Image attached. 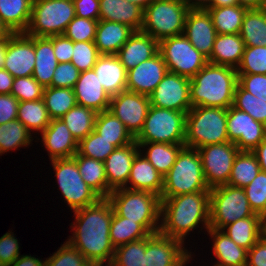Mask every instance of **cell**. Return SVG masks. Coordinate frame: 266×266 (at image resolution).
Segmentation results:
<instances>
[{
  "instance_id": "cell-9",
  "label": "cell",
  "mask_w": 266,
  "mask_h": 266,
  "mask_svg": "<svg viewBox=\"0 0 266 266\" xmlns=\"http://www.w3.org/2000/svg\"><path fill=\"white\" fill-rule=\"evenodd\" d=\"M186 114L181 111L150 106L137 143L184 144Z\"/></svg>"
},
{
  "instance_id": "cell-6",
  "label": "cell",
  "mask_w": 266,
  "mask_h": 266,
  "mask_svg": "<svg viewBox=\"0 0 266 266\" xmlns=\"http://www.w3.org/2000/svg\"><path fill=\"white\" fill-rule=\"evenodd\" d=\"M195 192H210L205 181L200 155L195 148L184 146L169 172L163 177L160 198Z\"/></svg>"
},
{
  "instance_id": "cell-55",
  "label": "cell",
  "mask_w": 266,
  "mask_h": 266,
  "mask_svg": "<svg viewBox=\"0 0 266 266\" xmlns=\"http://www.w3.org/2000/svg\"><path fill=\"white\" fill-rule=\"evenodd\" d=\"M238 84L245 91L266 101V74H238Z\"/></svg>"
},
{
  "instance_id": "cell-23",
  "label": "cell",
  "mask_w": 266,
  "mask_h": 266,
  "mask_svg": "<svg viewBox=\"0 0 266 266\" xmlns=\"http://www.w3.org/2000/svg\"><path fill=\"white\" fill-rule=\"evenodd\" d=\"M76 102L96 113L109 109L110 95L104 90L94 70L82 71L75 84Z\"/></svg>"
},
{
  "instance_id": "cell-56",
  "label": "cell",
  "mask_w": 266,
  "mask_h": 266,
  "mask_svg": "<svg viewBox=\"0 0 266 266\" xmlns=\"http://www.w3.org/2000/svg\"><path fill=\"white\" fill-rule=\"evenodd\" d=\"M18 239L14 236V232L8 231L0 237V262L12 264L20 257V246Z\"/></svg>"
},
{
  "instance_id": "cell-10",
  "label": "cell",
  "mask_w": 266,
  "mask_h": 266,
  "mask_svg": "<svg viewBox=\"0 0 266 266\" xmlns=\"http://www.w3.org/2000/svg\"><path fill=\"white\" fill-rule=\"evenodd\" d=\"M210 228L221 230L236 220L258 215L253 212L244 188L228 184L210 189Z\"/></svg>"
},
{
  "instance_id": "cell-2",
  "label": "cell",
  "mask_w": 266,
  "mask_h": 266,
  "mask_svg": "<svg viewBox=\"0 0 266 266\" xmlns=\"http://www.w3.org/2000/svg\"><path fill=\"white\" fill-rule=\"evenodd\" d=\"M161 199L160 229L165 236L185 242L189 233L210 228V192H195Z\"/></svg>"
},
{
  "instance_id": "cell-35",
  "label": "cell",
  "mask_w": 266,
  "mask_h": 266,
  "mask_svg": "<svg viewBox=\"0 0 266 266\" xmlns=\"http://www.w3.org/2000/svg\"><path fill=\"white\" fill-rule=\"evenodd\" d=\"M33 0H0V18L14 33H24L28 28Z\"/></svg>"
},
{
  "instance_id": "cell-69",
  "label": "cell",
  "mask_w": 266,
  "mask_h": 266,
  "mask_svg": "<svg viewBox=\"0 0 266 266\" xmlns=\"http://www.w3.org/2000/svg\"><path fill=\"white\" fill-rule=\"evenodd\" d=\"M126 1L136 4L144 10L153 0H126Z\"/></svg>"
},
{
  "instance_id": "cell-43",
  "label": "cell",
  "mask_w": 266,
  "mask_h": 266,
  "mask_svg": "<svg viewBox=\"0 0 266 266\" xmlns=\"http://www.w3.org/2000/svg\"><path fill=\"white\" fill-rule=\"evenodd\" d=\"M97 113L85 106L77 104L60 118L75 140L79 143L94 130V123Z\"/></svg>"
},
{
  "instance_id": "cell-48",
  "label": "cell",
  "mask_w": 266,
  "mask_h": 266,
  "mask_svg": "<svg viewBox=\"0 0 266 266\" xmlns=\"http://www.w3.org/2000/svg\"><path fill=\"white\" fill-rule=\"evenodd\" d=\"M238 74H266V46H245Z\"/></svg>"
},
{
  "instance_id": "cell-21",
  "label": "cell",
  "mask_w": 266,
  "mask_h": 266,
  "mask_svg": "<svg viewBox=\"0 0 266 266\" xmlns=\"http://www.w3.org/2000/svg\"><path fill=\"white\" fill-rule=\"evenodd\" d=\"M136 141L117 147L104 161L108 187L113 191L125 188L135 156L139 152Z\"/></svg>"
},
{
  "instance_id": "cell-67",
  "label": "cell",
  "mask_w": 266,
  "mask_h": 266,
  "mask_svg": "<svg viewBox=\"0 0 266 266\" xmlns=\"http://www.w3.org/2000/svg\"><path fill=\"white\" fill-rule=\"evenodd\" d=\"M237 4H238L237 0H211V4L209 8L234 6Z\"/></svg>"
},
{
  "instance_id": "cell-60",
  "label": "cell",
  "mask_w": 266,
  "mask_h": 266,
  "mask_svg": "<svg viewBox=\"0 0 266 266\" xmlns=\"http://www.w3.org/2000/svg\"><path fill=\"white\" fill-rule=\"evenodd\" d=\"M246 266H266V240L263 237L247 251Z\"/></svg>"
},
{
  "instance_id": "cell-28",
  "label": "cell",
  "mask_w": 266,
  "mask_h": 266,
  "mask_svg": "<svg viewBox=\"0 0 266 266\" xmlns=\"http://www.w3.org/2000/svg\"><path fill=\"white\" fill-rule=\"evenodd\" d=\"M134 32L125 24L99 20L94 44L100 54L116 55Z\"/></svg>"
},
{
  "instance_id": "cell-66",
  "label": "cell",
  "mask_w": 266,
  "mask_h": 266,
  "mask_svg": "<svg viewBox=\"0 0 266 266\" xmlns=\"http://www.w3.org/2000/svg\"><path fill=\"white\" fill-rule=\"evenodd\" d=\"M14 34L15 33L12 32L8 37L0 38V69L4 68L8 42Z\"/></svg>"
},
{
  "instance_id": "cell-38",
  "label": "cell",
  "mask_w": 266,
  "mask_h": 266,
  "mask_svg": "<svg viewBox=\"0 0 266 266\" xmlns=\"http://www.w3.org/2000/svg\"><path fill=\"white\" fill-rule=\"evenodd\" d=\"M217 34H240L247 9L240 5L208 8Z\"/></svg>"
},
{
  "instance_id": "cell-61",
  "label": "cell",
  "mask_w": 266,
  "mask_h": 266,
  "mask_svg": "<svg viewBox=\"0 0 266 266\" xmlns=\"http://www.w3.org/2000/svg\"><path fill=\"white\" fill-rule=\"evenodd\" d=\"M14 77L4 68L0 69V94H10Z\"/></svg>"
},
{
  "instance_id": "cell-7",
  "label": "cell",
  "mask_w": 266,
  "mask_h": 266,
  "mask_svg": "<svg viewBox=\"0 0 266 266\" xmlns=\"http://www.w3.org/2000/svg\"><path fill=\"white\" fill-rule=\"evenodd\" d=\"M188 11L183 1H152L143 10L141 31L157 42L182 35Z\"/></svg>"
},
{
  "instance_id": "cell-63",
  "label": "cell",
  "mask_w": 266,
  "mask_h": 266,
  "mask_svg": "<svg viewBox=\"0 0 266 266\" xmlns=\"http://www.w3.org/2000/svg\"><path fill=\"white\" fill-rule=\"evenodd\" d=\"M252 152L258 159L261 171L266 173V138Z\"/></svg>"
},
{
  "instance_id": "cell-58",
  "label": "cell",
  "mask_w": 266,
  "mask_h": 266,
  "mask_svg": "<svg viewBox=\"0 0 266 266\" xmlns=\"http://www.w3.org/2000/svg\"><path fill=\"white\" fill-rule=\"evenodd\" d=\"M18 104L12 94H0V124L17 119Z\"/></svg>"
},
{
  "instance_id": "cell-22",
  "label": "cell",
  "mask_w": 266,
  "mask_h": 266,
  "mask_svg": "<svg viewBox=\"0 0 266 266\" xmlns=\"http://www.w3.org/2000/svg\"><path fill=\"white\" fill-rule=\"evenodd\" d=\"M41 138L50 160L70 158L78 152V142L61 119H52Z\"/></svg>"
},
{
  "instance_id": "cell-39",
  "label": "cell",
  "mask_w": 266,
  "mask_h": 266,
  "mask_svg": "<svg viewBox=\"0 0 266 266\" xmlns=\"http://www.w3.org/2000/svg\"><path fill=\"white\" fill-rule=\"evenodd\" d=\"M260 171L256 155L253 152L240 151L234 160L228 185L244 188Z\"/></svg>"
},
{
  "instance_id": "cell-12",
  "label": "cell",
  "mask_w": 266,
  "mask_h": 266,
  "mask_svg": "<svg viewBox=\"0 0 266 266\" xmlns=\"http://www.w3.org/2000/svg\"><path fill=\"white\" fill-rule=\"evenodd\" d=\"M159 52L168 71L189 79L208 63V58L200 53L184 34L161 40Z\"/></svg>"
},
{
  "instance_id": "cell-59",
  "label": "cell",
  "mask_w": 266,
  "mask_h": 266,
  "mask_svg": "<svg viewBox=\"0 0 266 266\" xmlns=\"http://www.w3.org/2000/svg\"><path fill=\"white\" fill-rule=\"evenodd\" d=\"M76 16L99 21V0H72Z\"/></svg>"
},
{
  "instance_id": "cell-49",
  "label": "cell",
  "mask_w": 266,
  "mask_h": 266,
  "mask_svg": "<svg viewBox=\"0 0 266 266\" xmlns=\"http://www.w3.org/2000/svg\"><path fill=\"white\" fill-rule=\"evenodd\" d=\"M250 207L255 214L266 215V173L260 171L258 175L244 187Z\"/></svg>"
},
{
  "instance_id": "cell-37",
  "label": "cell",
  "mask_w": 266,
  "mask_h": 266,
  "mask_svg": "<svg viewBox=\"0 0 266 266\" xmlns=\"http://www.w3.org/2000/svg\"><path fill=\"white\" fill-rule=\"evenodd\" d=\"M240 36L245 46H266V7L247 9Z\"/></svg>"
},
{
  "instance_id": "cell-42",
  "label": "cell",
  "mask_w": 266,
  "mask_h": 266,
  "mask_svg": "<svg viewBox=\"0 0 266 266\" xmlns=\"http://www.w3.org/2000/svg\"><path fill=\"white\" fill-rule=\"evenodd\" d=\"M50 119L62 118L77 105L72 88L46 87L42 97Z\"/></svg>"
},
{
  "instance_id": "cell-13",
  "label": "cell",
  "mask_w": 266,
  "mask_h": 266,
  "mask_svg": "<svg viewBox=\"0 0 266 266\" xmlns=\"http://www.w3.org/2000/svg\"><path fill=\"white\" fill-rule=\"evenodd\" d=\"M209 189L228 184L238 147L232 142L211 144L197 149Z\"/></svg>"
},
{
  "instance_id": "cell-64",
  "label": "cell",
  "mask_w": 266,
  "mask_h": 266,
  "mask_svg": "<svg viewBox=\"0 0 266 266\" xmlns=\"http://www.w3.org/2000/svg\"><path fill=\"white\" fill-rule=\"evenodd\" d=\"M188 10H207L211 0H183Z\"/></svg>"
},
{
  "instance_id": "cell-53",
  "label": "cell",
  "mask_w": 266,
  "mask_h": 266,
  "mask_svg": "<svg viewBox=\"0 0 266 266\" xmlns=\"http://www.w3.org/2000/svg\"><path fill=\"white\" fill-rule=\"evenodd\" d=\"M44 88L33 78L16 77L13 80L11 93L19 102L42 99Z\"/></svg>"
},
{
  "instance_id": "cell-16",
  "label": "cell",
  "mask_w": 266,
  "mask_h": 266,
  "mask_svg": "<svg viewBox=\"0 0 266 266\" xmlns=\"http://www.w3.org/2000/svg\"><path fill=\"white\" fill-rule=\"evenodd\" d=\"M226 126L229 142L239 151L252 152L266 138V125L233 105L227 109Z\"/></svg>"
},
{
  "instance_id": "cell-70",
  "label": "cell",
  "mask_w": 266,
  "mask_h": 266,
  "mask_svg": "<svg viewBox=\"0 0 266 266\" xmlns=\"http://www.w3.org/2000/svg\"><path fill=\"white\" fill-rule=\"evenodd\" d=\"M262 237L266 240V215L262 216Z\"/></svg>"
},
{
  "instance_id": "cell-30",
  "label": "cell",
  "mask_w": 266,
  "mask_h": 266,
  "mask_svg": "<svg viewBox=\"0 0 266 266\" xmlns=\"http://www.w3.org/2000/svg\"><path fill=\"white\" fill-rule=\"evenodd\" d=\"M245 44L240 34H217L208 63L237 69Z\"/></svg>"
},
{
  "instance_id": "cell-26",
  "label": "cell",
  "mask_w": 266,
  "mask_h": 266,
  "mask_svg": "<svg viewBox=\"0 0 266 266\" xmlns=\"http://www.w3.org/2000/svg\"><path fill=\"white\" fill-rule=\"evenodd\" d=\"M125 188L130 190L149 191L161 197L163 176L140 151L134 158L129 180Z\"/></svg>"
},
{
  "instance_id": "cell-51",
  "label": "cell",
  "mask_w": 266,
  "mask_h": 266,
  "mask_svg": "<svg viewBox=\"0 0 266 266\" xmlns=\"http://www.w3.org/2000/svg\"><path fill=\"white\" fill-rule=\"evenodd\" d=\"M98 21L75 16L63 35L73 42H94Z\"/></svg>"
},
{
  "instance_id": "cell-52",
  "label": "cell",
  "mask_w": 266,
  "mask_h": 266,
  "mask_svg": "<svg viewBox=\"0 0 266 266\" xmlns=\"http://www.w3.org/2000/svg\"><path fill=\"white\" fill-rule=\"evenodd\" d=\"M71 63L80 71L92 70L101 55L94 42H74Z\"/></svg>"
},
{
  "instance_id": "cell-46",
  "label": "cell",
  "mask_w": 266,
  "mask_h": 266,
  "mask_svg": "<svg viewBox=\"0 0 266 266\" xmlns=\"http://www.w3.org/2000/svg\"><path fill=\"white\" fill-rule=\"evenodd\" d=\"M233 106L266 125V101L245 91L239 84L235 89Z\"/></svg>"
},
{
  "instance_id": "cell-17",
  "label": "cell",
  "mask_w": 266,
  "mask_h": 266,
  "mask_svg": "<svg viewBox=\"0 0 266 266\" xmlns=\"http://www.w3.org/2000/svg\"><path fill=\"white\" fill-rule=\"evenodd\" d=\"M149 99L152 106L187 113L192 108L190 79L168 71Z\"/></svg>"
},
{
  "instance_id": "cell-65",
  "label": "cell",
  "mask_w": 266,
  "mask_h": 266,
  "mask_svg": "<svg viewBox=\"0 0 266 266\" xmlns=\"http://www.w3.org/2000/svg\"><path fill=\"white\" fill-rule=\"evenodd\" d=\"M238 5L246 9H259L266 7V0H237Z\"/></svg>"
},
{
  "instance_id": "cell-18",
  "label": "cell",
  "mask_w": 266,
  "mask_h": 266,
  "mask_svg": "<svg viewBox=\"0 0 266 266\" xmlns=\"http://www.w3.org/2000/svg\"><path fill=\"white\" fill-rule=\"evenodd\" d=\"M35 65L34 36L15 33L9 40L4 69L14 78L33 74Z\"/></svg>"
},
{
  "instance_id": "cell-14",
  "label": "cell",
  "mask_w": 266,
  "mask_h": 266,
  "mask_svg": "<svg viewBox=\"0 0 266 266\" xmlns=\"http://www.w3.org/2000/svg\"><path fill=\"white\" fill-rule=\"evenodd\" d=\"M184 242L160 232L146 237L144 266H186L193 258Z\"/></svg>"
},
{
  "instance_id": "cell-8",
  "label": "cell",
  "mask_w": 266,
  "mask_h": 266,
  "mask_svg": "<svg viewBox=\"0 0 266 266\" xmlns=\"http://www.w3.org/2000/svg\"><path fill=\"white\" fill-rule=\"evenodd\" d=\"M75 16L72 0H33L30 22L24 33L36 37L63 35Z\"/></svg>"
},
{
  "instance_id": "cell-71",
  "label": "cell",
  "mask_w": 266,
  "mask_h": 266,
  "mask_svg": "<svg viewBox=\"0 0 266 266\" xmlns=\"http://www.w3.org/2000/svg\"><path fill=\"white\" fill-rule=\"evenodd\" d=\"M0 266H11L10 264H5L0 262Z\"/></svg>"
},
{
  "instance_id": "cell-25",
  "label": "cell",
  "mask_w": 266,
  "mask_h": 266,
  "mask_svg": "<svg viewBox=\"0 0 266 266\" xmlns=\"http://www.w3.org/2000/svg\"><path fill=\"white\" fill-rule=\"evenodd\" d=\"M93 70L110 97L127 90V70L117 55L101 54Z\"/></svg>"
},
{
  "instance_id": "cell-15",
  "label": "cell",
  "mask_w": 266,
  "mask_h": 266,
  "mask_svg": "<svg viewBox=\"0 0 266 266\" xmlns=\"http://www.w3.org/2000/svg\"><path fill=\"white\" fill-rule=\"evenodd\" d=\"M150 106L149 96L125 90L117 95L111 96L108 110L136 138L143 129Z\"/></svg>"
},
{
  "instance_id": "cell-33",
  "label": "cell",
  "mask_w": 266,
  "mask_h": 266,
  "mask_svg": "<svg viewBox=\"0 0 266 266\" xmlns=\"http://www.w3.org/2000/svg\"><path fill=\"white\" fill-rule=\"evenodd\" d=\"M94 131L116 148L135 141L125 125L109 110L97 113Z\"/></svg>"
},
{
  "instance_id": "cell-5",
  "label": "cell",
  "mask_w": 266,
  "mask_h": 266,
  "mask_svg": "<svg viewBox=\"0 0 266 266\" xmlns=\"http://www.w3.org/2000/svg\"><path fill=\"white\" fill-rule=\"evenodd\" d=\"M227 109L192 107L186 114V147L199 149L211 144L228 142Z\"/></svg>"
},
{
  "instance_id": "cell-57",
  "label": "cell",
  "mask_w": 266,
  "mask_h": 266,
  "mask_svg": "<svg viewBox=\"0 0 266 266\" xmlns=\"http://www.w3.org/2000/svg\"><path fill=\"white\" fill-rule=\"evenodd\" d=\"M52 44L58 63L71 62L74 42L64 35H53Z\"/></svg>"
},
{
  "instance_id": "cell-20",
  "label": "cell",
  "mask_w": 266,
  "mask_h": 266,
  "mask_svg": "<svg viewBox=\"0 0 266 266\" xmlns=\"http://www.w3.org/2000/svg\"><path fill=\"white\" fill-rule=\"evenodd\" d=\"M183 34L200 53L210 57L217 33L207 10H189Z\"/></svg>"
},
{
  "instance_id": "cell-40",
  "label": "cell",
  "mask_w": 266,
  "mask_h": 266,
  "mask_svg": "<svg viewBox=\"0 0 266 266\" xmlns=\"http://www.w3.org/2000/svg\"><path fill=\"white\" fill-rule=\"evenodd\" d=\"M109 234L114 248L150 235L140 223L118 216L114 212L110 223Z\"/></svg>"
},
{
  "instance_id": "cell-19",
  "label": "cell",
  "mask_w": 266,
  "mask_h": 266,
  "mask_svg": "<svg viewBox=\"0 0 266 266\" xmlns=\"http://www.w3.org/2000/svg\"><path fill=\"white\" fill-rule=\"evenodd\" d=\"M167 72L166 63L158 52L127 71V90L149 96Z\"/></svg>"
},
{
  "instance_id": "cell-47",
  "label": "cell",
  "mask_w": 266,
  "mask_h": 266,
  "mask_svg": "<svg viewBox=\"0 0 266 266\" xmlns=\"http://www.w3.org/2000/svg\"><path fill=\"white\" fill-rule=\"evenodd\" d=\"M116 149L106 139H103L94 130L78 143V153L80 155L94 158L104 162L106 158Z\"/></svg>"
},
{
  "instance_id": "cell-68",
  "label": "cell",
  "mask_w": 266,
  "mask_h": 266,
  "mask_svg": "<svg viewBox=\"0 0 266 266\" xmlns=\"http://www.w3.org/2000/svg\"><path fill=\"white\" fill-rule=\"evenodd\" d=\"M12 32L9 28L2 22L0 18V38L8 37Z\"/></svg>"
},
{
  "instance_id": "cell-4",
  "label": "cell",
  "mask_w": 266,
  "mask_h": 266,
  "mask_svg": "<svg viewBox=\"0 0 266 266\" xmlns=\"http://www.w3.org/2000/svg\"><path fill=\"white\" fill-rule=\"evenodd\" d=\"M107 199L116 215L140 223L150 234L159 232L160 196L149 191L119 188L111 191Z\"/></svg>"
},
{
  "instance_id": "cell-11",
  "label": "cell",
  "mask_w": 266,
  "mask_h": 266,
  "mask_svg": "<svg viewBox=\"0 0 266 266\" xmlns=\"http://www.w3.org/2000/svg\"><path fill=\"white\" fill-rule=\"evenodd\" d=\"M57 179L58 190L71 210L87 207L101 197L83 180L74 157L50 160Z\"/></svg>"
},
{
  "instance_id": "cell-24",
  "label": "cell",
  "mask_w": 266,
  "mask_h": 266,
  "mask_svg": "<svg viewBox=\"0 0 266 266\" xmlns=\"http://www.w3.org/2000/svg\"><path fill=\"white\" fill-rule=\"evenodd\" d=\"M159 52V42L149 34L135 31L116 54L128 71Z\"/></svg>"
},
{
  "instance_id": "cell-29",
  "label": "cell",
  "mask_w": 266,
  "mask_h": 266,
  "mask_svg": "<svg viewBox=\"0 0 266 266\" xmlns=\"http://www.w3.org/2000/svg\"><path fill=\"white\" fill-rule=\"evenodd\" d=\"M210 235L213 244V255L218 261L213 266H246L247 250L238 246L223 231L209 228L207 235Z\"/></svg>"
},
{
  "instance_id": "cell-50",
  "label": "cell",
  "mask_w": 266,
  "mask_h": 266,
  "mask_svg": "<svg viewBox=\"0 0 266 266\" xmlns=\"http://www.w3.org/2000/svg\"><path fill=\"white\" fill-rule=\"evenodd\" d=\"M44 266H93L76 248L67 241L45 259Z\"/></svg>"
},
{
  "instance_id": "cell-45",
  "label": "cell",
  "mask_w": 266,
  "mask_h": 266,
  "mask_svg": "<svg viewBox=\"0 0 266 266\" xmlns=\"http://www.w3.org/2000/svg\"><path fill=\"white\" fill-rule=\"evenodd\" d=\"M146 237L115 248L110 266H144Z\"/></svg>"
},
{
  "instance_id": "cell-31",
  "label": "cell",
  "mask_w": 266,
  "mask_h": 266,
  "mask_svg": "<svg viewBox=\"0 0 266 266\" xmlns=\"http://www.w3.org/2000/svg\"><path fill=\"white\" fill-rule=\"evenodd\" d=\"M35 65L33 78L43 87H51L54 71L59 64L54 55L52 36H34Z\"/></svg>"
},
{
  "instance_id": "cell-62",
  "label": "cell",
  "mask_w": 266,
  "mask_h": 266,
  "mask_svg": "<svg viewBox=\"0 0 266 266\" xmlns=\"http://www.w3.org/2000/svg\"><path fill=\"white\" fill-rule=\"evenodd\" d=\"M45 260L38 259L31 255H21L18 257L11 266H44Z\"/></svg>"
},
{
  "instance_id": "cell-41",
  "label": "cell",
  "mask_w": 266,
  "mask_h": 266,
  "mask_svg": "<svg viewBox=\"0 0 266 266\" xmlns=\"http://www.w3.org/2000/svg\"><path fill=\"white\" fill-rule=\"evenodd\" d=\"M17 119L22 122L32 134L34 131L41 134L51 121L43 99L19 102Z\"/></svg>"
},
{
  "instance_id": "cell-27",
  "label": "cell",
  "mask_w": 266,
  "mask_h": 266,
  "mask_svg": "<svg viewBox=\"0 0 266 266\" xmlns=\"http://www.w3.org/2000/svg\"><path fill=\"white\" fill-rule=\"evenodd\" d=\"M99 20L125 24L134 31H141L143 9L126 0H99Z\"/></svg>"
},
{
  "instance_id": "cell-32",
  "label": "cell",
  "mask_w": 266,
  "mask_h": 266,
  "mask_svg": "<svg viewBox=\"0 0 266 266\" xmlns=\"http://www.w3.org/2000/svg\"><path fill=\"white\" fill-rule=\"evenodd\" d=\"M238 246L247 251L262 237V216L236 220L221 229Z\"/></svg>"
},
{
  "instance_id": "cell-34",
  "label": "cell",
  "mask_w": 266,
  "mask_h": 266,
  "mask_svg": "<svg viewBox=\"0 0 266 266\" xmlns=\"http://www.w3.org/2000/svg\"><path fill=\"white\" fill-rule=\"evenodd\" d=\"M73 157L85 183L101 198H107L112 190L107 184L104 162L80 155L78 152Z\"/></svg>"
},
{
  "instance_id": "cell-3",
  "label": "cell",
  "mask_w": 266,
  "mask_h": 266,
  "mask_svg": "<svg viewBox=\"0 0 266 266\" xmlns=\"http://www.w3.org/2000/svg\"><path fill=\"white\" fill-rule=\"evenodd\" d=\"M238 84L235 68L207 63L190 79L191 106L228 109Z\"/></svg>"
},
{
  "instance_id": "cell-72",
  "label": "cell",
  "mask_w": 266,
  "mask_h": 266,
  "mask_svg": "<svg viewBox=\"0 0 266 266\" xmlns=\"http://www.w3.org/2000/svg\"><path fill=\"white\" fill-rule=\"evenodd\" d=\"M153 1H158V0H153ZM168 1H183V0H168Z\"/></svg>"
},
{
  "instance_id": "cell-44",
  "label": "cell",
  "mask_w": 266,
  "mask_h": 266,
  "mask_svg": "<svg viewBox=\"0 0 266 266\" xmlns=\"http://www.w3.org/2000/svg\"><path fill=\"white\" fill-rule=\"evenodd\" d=\"M32 133L18 119L0 124V155L32 144Z\"/></svg>"
},
{
  "instance_id": "cell-54",
  "label": "cell",
  "mask_w": 266,
  "mask_h": 266,
  "mask_svg": "<svg viewBox=\"0 0 266 266\" xmlns=\"http://www.w3.org/2000/svg\"><path fill=\"white\" fill-rule=\"evenodd\" d=\"M80 73L71 62L59 63L54 71L51 87L73 89Z\"/></svg>"
},
{
  "instance_id": "cell-36",
  "label": "cell",
  "mask_w": 266,
  "mask_h": 266,
  "mask_svg": "<svg viewBox=\"0 0 266 266\" xmlns=\"http://www.w3.org/2000/svg\"><path fill=\"white\" fill-rule=\"evenodd\" d=\"M138 145L140 153L145 156V158L163 177L172 168L173 164L176 161L178 153L185 146V144H168L154 142L138 143ZM141 148H143L144 150H141Z\"/></svg>"
},
{
  "instance_id": "cell-1",
  "label": "cell",
  "mask_w": 266,
  "mask_h": 266,
  "mask_svg": "<svg viewBox=\"0 0 266 266\" xmlns=\"http://www.w3.org/2000/svg\"><path fill=\"white\" fill-rule=\"evenodd\" d=\"M72 212L75 218L70 224L73 233L67 242L93 266H110L115 248L109 234L113 217L109 200L100 198L96 203Z\"/></svg>"
}]
</instances>
